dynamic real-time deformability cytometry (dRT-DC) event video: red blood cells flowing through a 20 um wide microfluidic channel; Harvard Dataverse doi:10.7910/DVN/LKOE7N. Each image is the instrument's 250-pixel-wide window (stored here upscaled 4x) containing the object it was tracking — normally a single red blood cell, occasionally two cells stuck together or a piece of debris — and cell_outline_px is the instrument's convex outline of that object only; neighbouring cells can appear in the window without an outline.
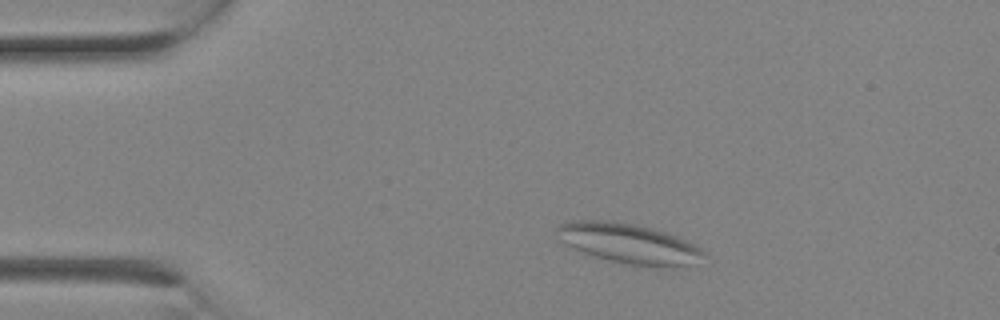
{"species": "Egyptian fruit bat (a non-hibernating species)", "species_latin": "Rousettus aegyptiacus", "temperature_condition": "room temperature", "stored_images_in_passage": 1, "camera_frame_rate_fps": 3000, "um_per_image_px": 0.085, "animal": {"sex": "female"}, "frame": {"image": 1, "passage_image": 1, "time_ms": 0.0, "image_size_px": [1000, 320], "cell_outline_px": [[704, 252], [684, 264], [632, 264], [612, 260], [596, 256], [584, 252], [560, 240], [556, 228], [560, 224], [572, 220], [612, 220], [636, 224], [652, 228], [688, 240], [700, 248]], "centroid_in_image_um": [53.31, 20.6], "position_along_channel_um": 31.7, "area_um2": 32.37}}